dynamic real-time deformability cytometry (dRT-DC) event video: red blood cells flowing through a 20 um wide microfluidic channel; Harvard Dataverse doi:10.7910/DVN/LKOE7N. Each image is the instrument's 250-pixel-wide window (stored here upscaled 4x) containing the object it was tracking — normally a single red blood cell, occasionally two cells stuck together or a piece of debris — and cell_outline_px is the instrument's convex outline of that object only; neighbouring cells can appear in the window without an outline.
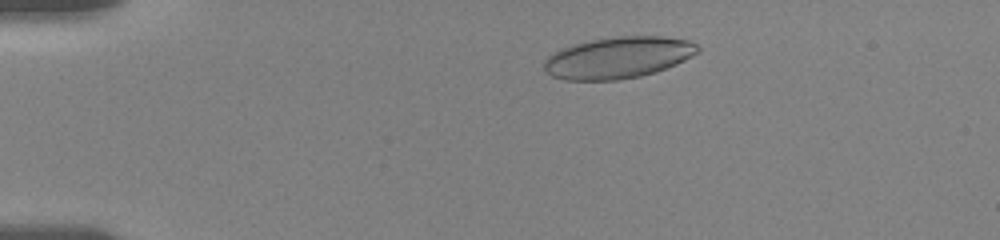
{"species": "human", "species_latin": "Homo sapiens", "temperature_condition": "room temperature", "stored_images_in_passage": 52, "camera_frame_rate_fps": 3000, "um_per_image_px": 0.085, "donor": {"sex": "female"}, "frame": {"image": 1, "passage_image": 7, "time_ms": 2.0, "image_size_px": [1000, 240], "cell_outline_px": [[700, 52], [676, 64], [656, 72], [640, 76], [616, 80], [564, 80], [552, 76], [544, 72], [544, 60], [552, 52], [560, 48], [572, 44], [588, 40], [616, 36], [660, 36], [688, 40], [696, 44], [700, 48]], "centroid_in_image_um": [52.51, 4.89], "position_along_channel_um": 32.5, "area_um2": 37.51}}
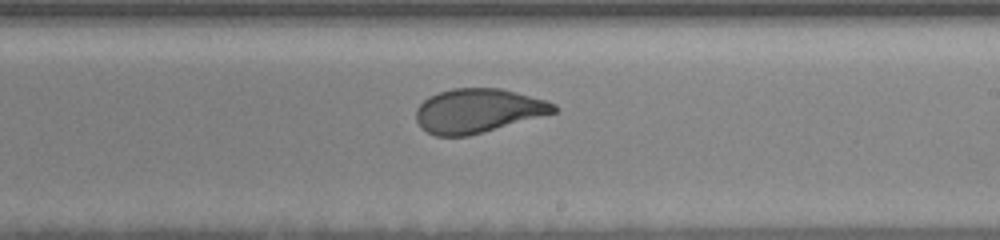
{"frame": {"image": 2, "passage_image": 30, "time_ms": 9.667, "image_size_px": [1000, 240], "cell_outline_px": [[560, 108], [556, 112], [484, 132], [468, 136], [436, 136], [428, 132], [416, 120], [416, 108], [428, 96], [452, 88], [500, 88], [548, 100], [556, 104]], "centroid_in_image_um": [40.65, 9.4], "position_along_channel_um": 248.3, "area_um2": 35.37}}
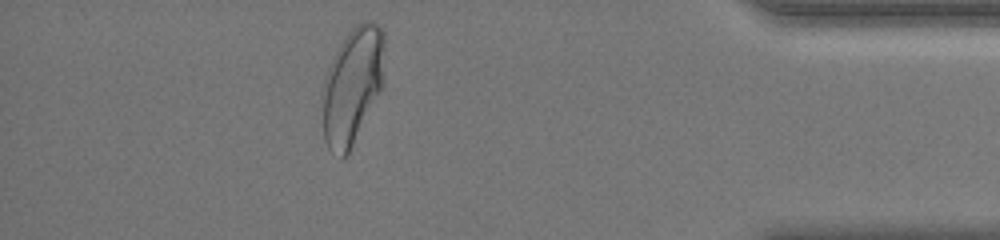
{"frame": {"image": 3, "passage_image": 46, "time_ms": 15.0, "image_size_px": [1000, 240], "cell_outline_px": [[384, 40], [380, 88], [348, 152], [340, 160], [328, 148], [324, 140], [320, 96], [324, 76], [344, 36], [356, 24], [364, 20], [368, 20], [376, 24], [384, 32]], "centroid_in_image_um": [29.87, 7.27], "position_along_channel_um": 405.3, "area_um2": 41.62}, "authors_computed_cell_mechanics": {"area_um2": 37.3966, "velocity_mm_per_s": 3.6154, "shape_relaxation_time_tau1_ms": 6.4689, "shape_relaxation_time_tau2_ms": 0.7653, "deformation_change_tau1": 0.2, "deformation_change_tau2": 0.073}}